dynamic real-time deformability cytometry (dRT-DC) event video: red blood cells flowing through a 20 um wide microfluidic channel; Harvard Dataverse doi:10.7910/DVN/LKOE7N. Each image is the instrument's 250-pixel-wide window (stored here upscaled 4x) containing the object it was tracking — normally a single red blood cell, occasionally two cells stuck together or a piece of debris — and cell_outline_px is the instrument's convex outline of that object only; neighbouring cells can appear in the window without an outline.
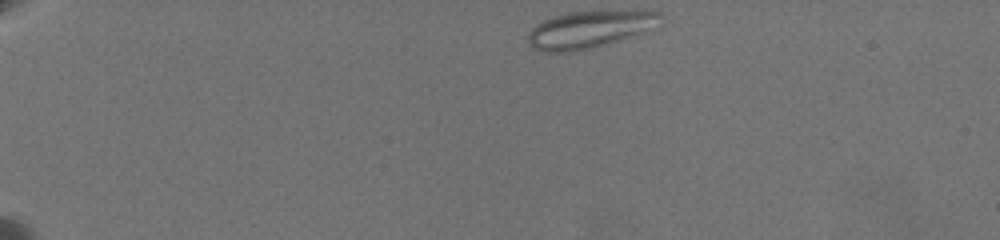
{"species": "common noctule bat (a hibernating species)", "species_latin": "Nyctalus noctula", "temperature_condition": "warm", "stored_images_in_passage": 29, "camera_frame_rate_fps": 3000, "um_per_image_px": 0.085, "animal": {"sex": "female", "body_mass_g": 19.5, "forearm_length_mm": 54.1}, "frame": {"image": 1, "passage_image": 1, "time_ms": 0.0, "image_size_px": [1000, 240], "cell_outline_px": [[664, 16], [660, 28], [648, 32], [592, 48], [568, 52], [544, 52], [532, 48], [528, 40], [528, 32], [536, 24], [544, 20], [556, 16], [572, 12], [660, 12]], "centroid_in_image_um": [50.17, 2.53], "position_along_channel_um": 34.8, "area_um2": 28.61}}
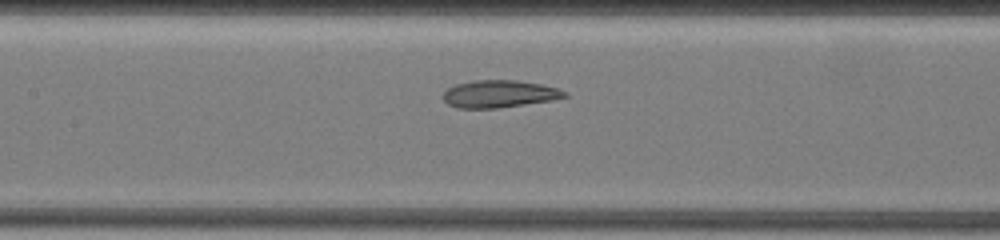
{"frame": {"image": 2, "passage_image": 18, "time_ms": 6.333, "image_size_px": [1000, 240], "cell_outline_px": [[568, 96], [552, 100], [496, 108], [456, 108], [448, 104], [440, 96], [448, 88], [456, 84], [472, 80], [516, 80], [544, 84], [568, 92]], "centroid_in_image_um": [42.42, 7.97], "position_along_channel_um": 165.0, "area_um2": 19.48}}
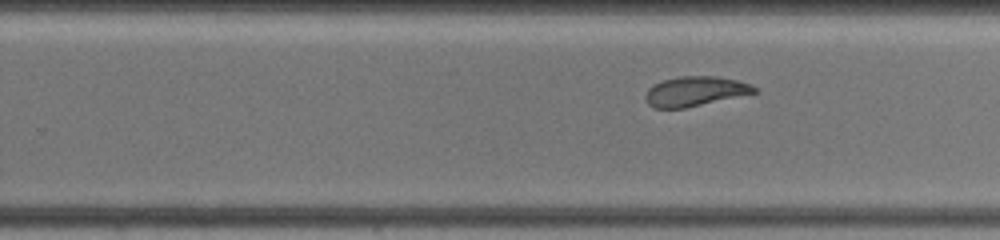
{"frame": {"image": 3, "passage_image": 27, "time_ms": 9.333, "image_size_px": [1000, 240], "cell_outline_px": [[756, 92], [684, 108], [652, 108], [648, 104], [644, 96], [648, 88], [652, 84], [664, 80], [680, 76], [716, 76], [736, 80], [748, 84], [756, 88]], "centroid_in_image_um": [59.0, 7.76], "position_along_channel_um": 270.8, "area_um2": 18.55}}